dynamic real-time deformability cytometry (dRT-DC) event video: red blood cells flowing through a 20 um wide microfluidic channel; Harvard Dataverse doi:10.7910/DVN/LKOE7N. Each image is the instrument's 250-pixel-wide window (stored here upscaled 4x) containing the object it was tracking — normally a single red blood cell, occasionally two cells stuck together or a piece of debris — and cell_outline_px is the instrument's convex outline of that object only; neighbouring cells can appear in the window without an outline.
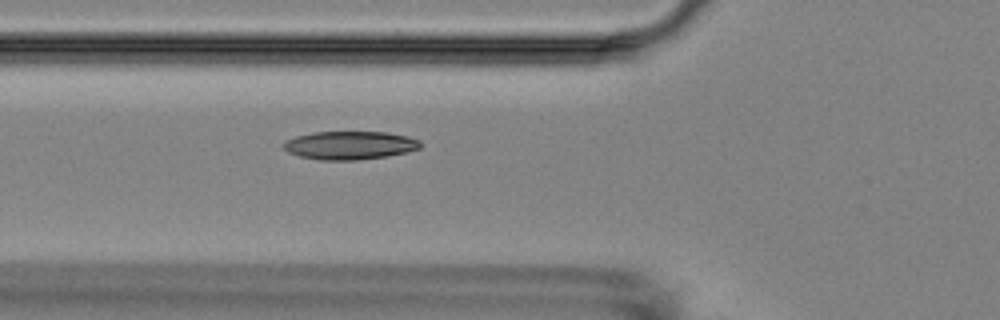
{"species": "Egyptian fruit bat (a non-hibernating species)", "species_latin": "Rousettus aegyptiacus", "temperature_condition": "room temperature", "stored_images_in_passage": 5, "camera_frame_rate_fps": 3000, "um_per_image_px": 0.085, "animal": {"sex": "female"}, "frame": {"image": 1, "passage_image": 5, "time_ms": 6.0, "image_size_px": [1000, 320], "cell_outline_px": [[420, 148], [388, 156], [356, 160], [320, 160], [300, 156], [288, 152], [280, 144], [284, 140], [296, 136], [312, 132], [388, 132], [408, 136], [420, 140]], "centroid_in_image_um": [29.69, 12.34], "position_along_channel_um": 96.1, "area_um2": 22.66}}